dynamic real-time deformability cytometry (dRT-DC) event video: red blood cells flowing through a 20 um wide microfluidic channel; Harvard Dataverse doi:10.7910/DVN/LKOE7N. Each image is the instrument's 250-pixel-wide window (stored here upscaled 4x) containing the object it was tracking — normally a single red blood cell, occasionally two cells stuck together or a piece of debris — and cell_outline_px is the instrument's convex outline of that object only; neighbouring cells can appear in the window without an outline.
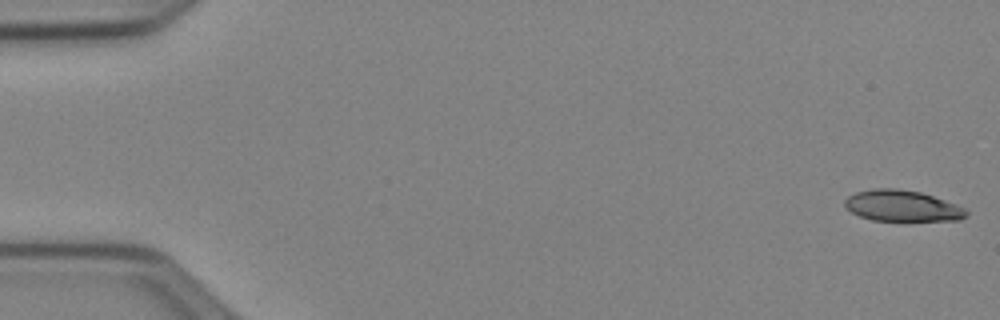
{"species": "Egyptian fruit bat (a non-hibernating species)", "species_latin": "Rousettus aegyptiacus", "temperature_condition": "cold", "stored_images_in_passage": 53, "segment_of_instrument_passage": [1, 2], "camera_frame_rate_fps": 3000, "um_per_image_px": 0.085, "animal": {"sex": "female"}, "frame": {"image": 1, "passage_image": 1, "time_ms": 0.0, "image_size_px": [1000, 320], "cell_outline_px": [[968, 216], [960, 220], [872, 220], [860, 216], [852, 212], [844, 204], [844, 200], [848, 196], [856, 192], [876, 188], [896, 188], [920, 192], [932, 196], [964, 208], [968, 212]], "centroid_in_image_um": [76.67, 17.49], "position_along_channel_um": 8.3, "area_um2": 21.68}}
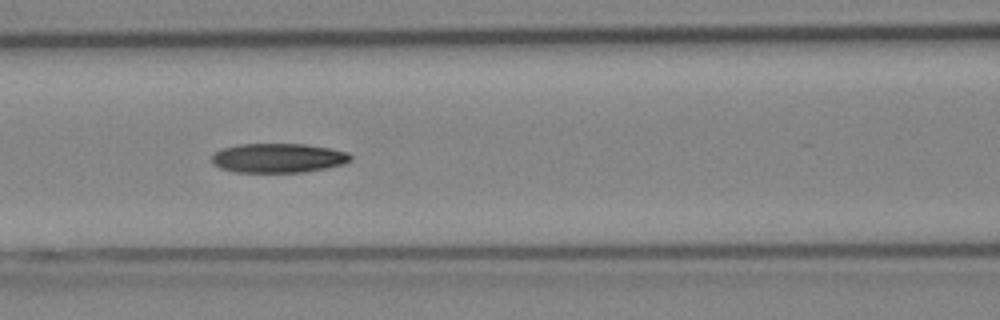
{"frame": {"image": 2, "passage_image": 23, "time_ms": 7.333, "image_size_px": [1000, 320], "cell_outline_px": [[352, 160], [344, 164], [304, 172], [236, 172], [220, 168], [212, 164], [212, 156], [216, 152], [224, 148], [240, 144], [304, 144], [332, 148], [348, 152], [352, 156]], "centroid_in_image_um": [23.68, 13.43], "position_along_channel_um": 142.9, "area_um2": 23.76}}
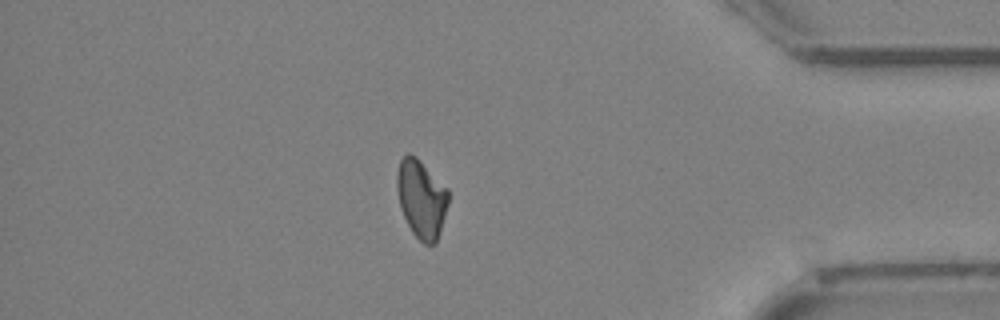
{"frame": {"image": 3, "passage_image": 45, "time_ms": 14.667, "image_size_px": [1000, 320], "cell_outline_px": [[448, 204], [436, 244], [424, 244], [412, 232], [400, 208], [396, 188], [396, 172], [400, 160], [408, 152], [416, 156], [448, 188]], "centroid_in_image_um": [35.8, 16.87], "position_along_channel_um": 399.4, "area_um2": 23.52}}